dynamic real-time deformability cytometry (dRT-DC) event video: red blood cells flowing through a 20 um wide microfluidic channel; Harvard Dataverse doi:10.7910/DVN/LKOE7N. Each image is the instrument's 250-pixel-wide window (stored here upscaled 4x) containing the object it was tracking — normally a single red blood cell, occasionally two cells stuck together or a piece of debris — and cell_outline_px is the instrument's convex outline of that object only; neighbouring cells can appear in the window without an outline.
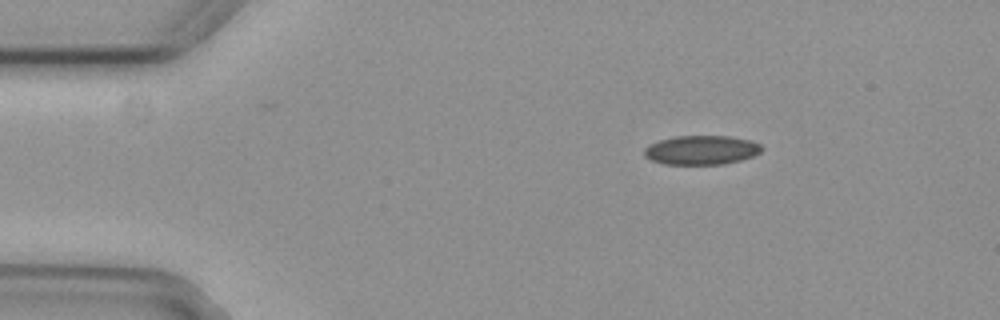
{"species": "common noctule bat (a hibernating species)", "species_latin": "Nyctalus noctula", "temperature_condition": "cold", "stored_images_in_passage": 3, "camera_frame_rate_fps": 3000, "um_per_image_px": 0.085, "animal": {"sex": "female", "body_mass_g": 29.2, "forearm_length_mm": 56.3}, "frame": {"image": 1, "passage_image": 1, "time_ms": 0.0, "image_size_px": [1000, 320], "cell_outline_px": [[764, 148], [760, 152], [752, 156], [740, 160], [724, 164], [664, 164], [652, 160], [644, 156], [644, 148], [648, 144], [660, 140], [676, 136], [728, 136], [752, 140], [760, 144]], "centroid_in_image_um": [59.62, 12.75], "position_along_channel_um": 25.4, "area_um2": 20.0}}